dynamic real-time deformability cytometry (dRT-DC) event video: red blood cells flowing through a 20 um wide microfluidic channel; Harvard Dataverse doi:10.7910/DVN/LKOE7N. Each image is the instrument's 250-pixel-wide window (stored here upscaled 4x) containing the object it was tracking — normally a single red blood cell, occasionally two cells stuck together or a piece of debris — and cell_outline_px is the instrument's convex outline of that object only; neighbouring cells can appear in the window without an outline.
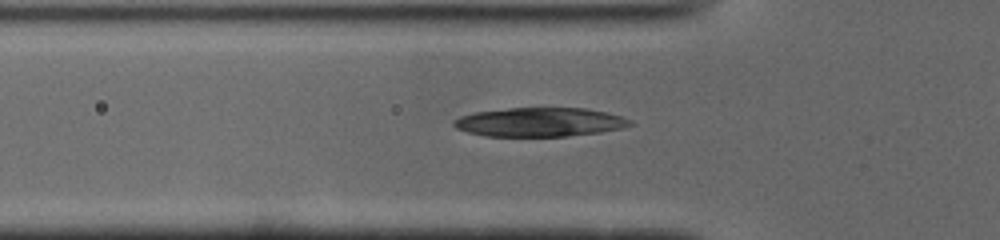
{"species": "common noctule bat (a hibernating species)", "species_latin": "Nyctalus noctula", "temperature_condition": "cold", "stored_images_in_passage": 32, "camera_frame_rate_fps": 3000, "um_per_image_px": 0.085, "animal": {"sex": "male", "body_mass_g": 19.0, "forearm_length_mm": 50.8}, "frame": {"image": 1, "passage_image": 7, "time_ms": 2.0, "image_size_px": [1000, 240], "cell_outline_px": [[636, 124], [620, 128], [600, 132], [568, 136], [484, 136], [468, 132], [456, 128], [452, 124], [452, 120], [460, 116], [476, 112], [508, 108], [584, 108], [608, 112], [632, 120]], "centroid_in_image_um": [45.88, 10.38], "position_along_channel_um": 79.9, "area_um2": 29.82}}
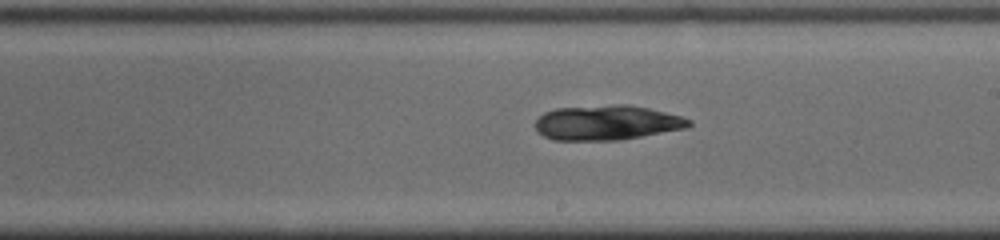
{"frame": {"image": 2, "passage_image": 19, "time_ms": 6.0, "image_size_px": [1000, 240], "cell_outline_px": [[692, 124], [688, 128], [620, 140], [552, 140], [544, 136], [536, 128], [536, 120], [544, 112], [556, 108], [612, 104], [628, 104], [648, 108], [680, 116], [692, 120]], "centroid_in_image_um": [51.6, 10.42], "position_along_channel_um": 237.4, "area_um2": 31.27}}
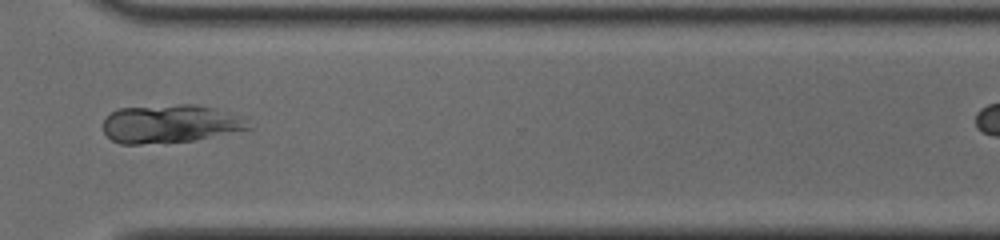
{"frame": {"image": 3, "passage_image": 28, "time_ms": 9.0, "image_size_px": [1000, 240], "cell_outline_px": [[252, 128], [192, 140], [140, 144], [120, 144], [112, 140], [104, 132], [104, 120], [112, 112], [120, 108], [180, 104], [196, 104], [244, 116]], "centroid_in_image_um": [14.47, 10.51], "position_along_channel_um": 356.1, "area_um2": 32.08}}